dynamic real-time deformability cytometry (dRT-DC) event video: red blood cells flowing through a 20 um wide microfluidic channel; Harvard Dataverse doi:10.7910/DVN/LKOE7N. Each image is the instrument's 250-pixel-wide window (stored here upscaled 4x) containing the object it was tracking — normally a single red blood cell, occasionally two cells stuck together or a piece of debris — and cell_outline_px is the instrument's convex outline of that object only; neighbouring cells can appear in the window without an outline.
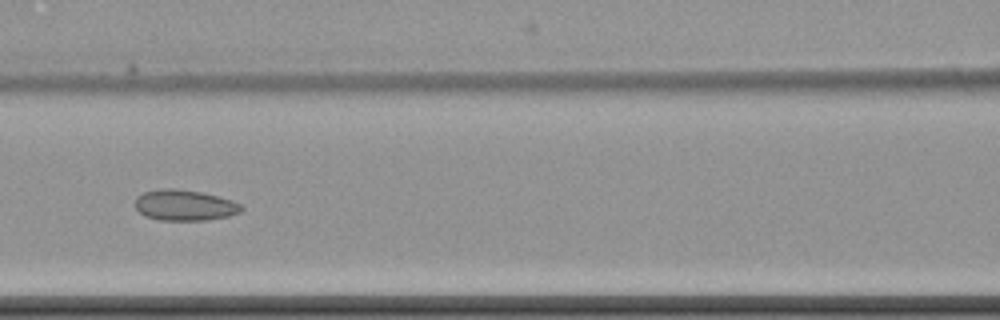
{"species": "common noctule bat (a hibernating species)", "species_latin": "Nyctalus noctula", "temperature_condition": "cold", "stored_images_in_passage": 9, "camera_frame_rate_fps": 3000, "um_per_image_px": 0.085, "animal": {"sex": "female", "body_mass_g": 22.7, "forearm_length_mm": 54.2}, "frame": {"image": 1, "passage_image": 9, "time_ms": 9.667, "image_size_px": [1000, 320], "cell_outline_px": [[244, 208], [240, 212], [228, 216], [208, 220], [160, 220], [144, 216], [132, 204], [136, 196], [144, 192], [160, 188], [176, 188], [200, 192], [232, 200], [240, 204]], "centroid_in_image_um": [15.64, 17.44], "position_along_channel_um": 151.0, "area_um2": 19.25}}